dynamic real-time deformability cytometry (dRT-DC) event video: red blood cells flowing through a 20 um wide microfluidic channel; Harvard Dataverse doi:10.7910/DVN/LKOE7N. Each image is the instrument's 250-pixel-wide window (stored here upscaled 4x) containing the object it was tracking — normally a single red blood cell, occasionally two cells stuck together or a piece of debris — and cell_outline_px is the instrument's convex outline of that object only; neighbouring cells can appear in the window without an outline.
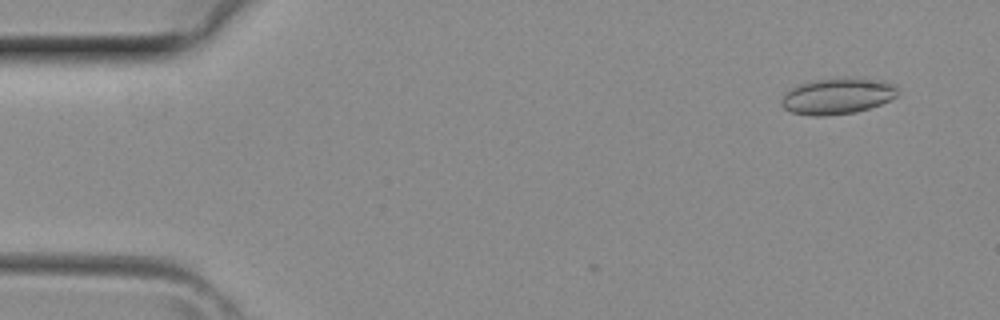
{"species": "common noctule bat (a hibernating species)", "species_latin": "Nyctalus noctula", "temperature_condition": "room temperature", "stored_images_in_passage": 3, "camera_frame_rate_fps": 3000, "um_per_image_px": 0.085, "animal": {"sex": "female", "body_mass_g": 29.2, "forearm_length_mm": 56.3}, "frame": {"image": 1, "passage_image": 1, "time_ms": 0.0, "image_size_px": [1000, 320], "cell_outline_px": [[896, 96], [880, 104], [856, 112], [820, 116], [812, 116], [792, 112], [784, 108], [780, 104], [780, 100], [784, 92], [800, 84], [816, 80], [844, 76], [884, 80], [896, 84]], "centroid_in_image_um": [71.17, 8.14], "position_along_channel_um": 13.8, "area_um2": 24.68}}